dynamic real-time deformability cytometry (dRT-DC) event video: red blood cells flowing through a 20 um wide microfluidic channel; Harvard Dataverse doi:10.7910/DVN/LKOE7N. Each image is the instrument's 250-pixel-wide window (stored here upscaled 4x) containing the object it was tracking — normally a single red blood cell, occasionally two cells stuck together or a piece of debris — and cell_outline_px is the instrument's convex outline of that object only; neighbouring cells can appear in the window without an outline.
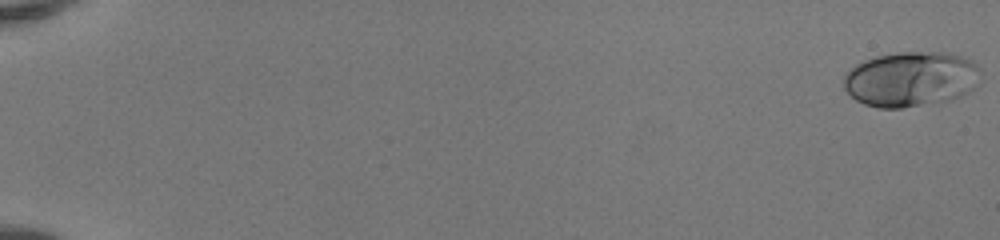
{"species": "human", "species_latin": "Homo sapiens", "temperature_condition": "room temperature", "stored_images_in_passage": 52, "camera_frame_rate_fps": 3000, "um_per_image_px": 0.085, "donor": {"sex": "female"}, "frame": {"image": 1, "passage_image": 1, "time_ms": 0.0, "image_size_px": [1000, 240], "cell_outline_px": [[980, 84], [976, 88], [952, 100], [900, 108], [876, 108], [864, 104], [856, 100], [844, 88], [844, 76], [856, 64], [864, 60], [876, 56], [896, 52], [948, 52], [972, 60], [980, 68]], "centroid_in_image_um": [77.47, 6.72], "position_along_channel_um": 7.5, "area_um2": 44.39}}
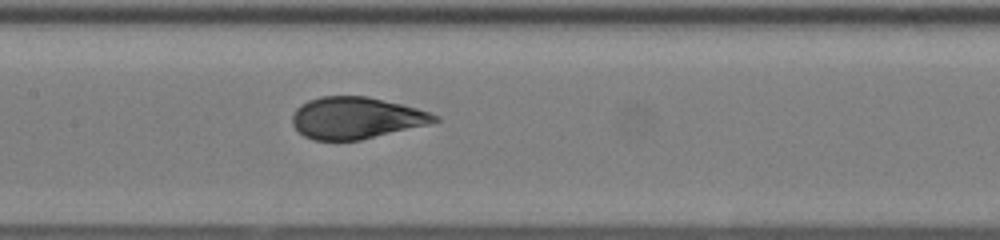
{"frame": {"image": 2, "passage_image": 28, "time_ms": 9.0, "image_size_px": [1000, 240], "cell_outline_px": [[440, 120], [428, 124], [360, 140], [312, 140], [304, 136], [292, 124], [292, 116], [296, 108], [300, 104], [308, 100], [320, 96], [368, 96], [416, 108], [440, 116]], "centroid_in_image_um": [30.23, 10.02], "position_along_channel_um": 177.2, "area_um2": 34.45}}
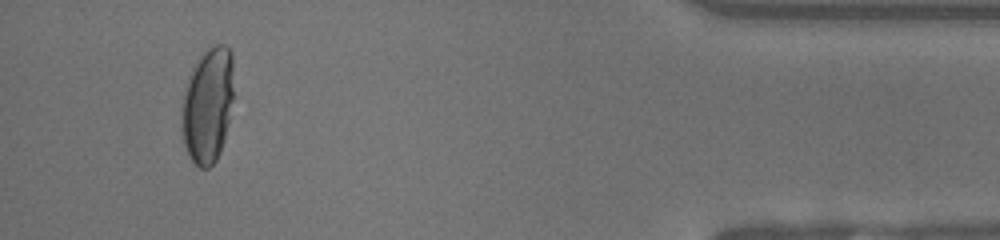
{"frame": {"image": 3, "passage_image": 49, "time_ms": 16.0, "image_size_px": [1000, 240], "cell_outline_px": [[232, 100], [224, 140], [220, 152], [216, 160], [208, 168], [200, 168], [192, 160], [184, 144], [180, 108], [188, 76], [196, 60], [204, 48], [216, 44], [224, 44], [232, 52]], "centroid_in_image_um": [17.63, 8.89], "position_along_channel_um": 417.6, "area_um2": 35.08}, "authors_computed_cell_mechanics": {"area_um2": 35.5759, "velocity_mm_per_s": 4.1629, "shape_relaxation_time_tau1_ms": 4.4419, "shape_relaxation_time_tau2_ms": null, "deformation_change_tau1": 0.1941, "deformation_change_tau2": null}}